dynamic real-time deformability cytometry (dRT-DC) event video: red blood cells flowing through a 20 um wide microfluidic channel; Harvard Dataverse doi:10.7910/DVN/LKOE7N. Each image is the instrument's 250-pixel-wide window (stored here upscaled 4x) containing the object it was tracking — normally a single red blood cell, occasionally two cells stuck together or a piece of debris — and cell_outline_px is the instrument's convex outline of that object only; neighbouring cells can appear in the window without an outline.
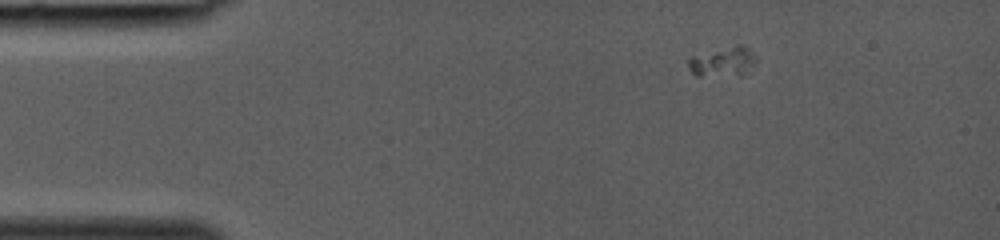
{"species": "common noctule bat (a hibernating species)", "species_latin": "Nyctalus noctula", "temperature_condition": "room temperature", "stored_images_in_passage": 3, "camera_frame_rate_fps": 3000, "um_per_image_px": 0.085, "animal": {"sex": "female", "body_mass_g": 19.0, "forearm_length_mm": 53.3}, "frame": {"image": 1, "passage_image": 1, "time_ms": 0.0, "image_size_px": [1000, 240], "cell_outline_px": [[756, 60], [740, 76], [696, 76], [688, 68], [688, 56], [736, 44], [744, 44], [752, 52]], "centroid_in_image_um": [61.37, 5.23], "position_along_channel_um": 23.6, "area_um2": 11.91}}